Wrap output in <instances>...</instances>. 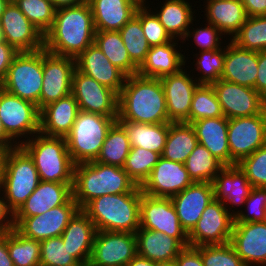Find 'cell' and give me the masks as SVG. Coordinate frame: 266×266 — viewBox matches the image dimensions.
Returning a JSON list of instances; mask_svg holds the SVG:
<instances>
[{
  "label": "cell",
  "mask_w": 266,
  "mask_h": 266,
  "mask_svg": "<svg viewBox=\"0 0 266 266\" xmlns=\"http://www.w3.org/2000/svg\"><path fill=\"white\" fill-rule=\"evenodd\" d=\"M7 247L14 266H40V241L26 238L13 228L7 231Z\"/></svg>",
  "instance_id": "ab89813d"
},
{
  "label": "cell",
  "mask_w": 266,
  "mask_h": 266,
  "mask_svg": "<svg viewBox=\"0 0 266 266\" xmlns=\"http://www.w3.org/2000/svg\"><path fill=\"white\" fill-rule=\"evenodd\" d=\"M118 122L125 128L131 148L140 147L162 155L169 133V123Z\"/></svg>",
  "instance_id": "e575fe53"
},
{
  "label": "cell",
  "mask_w": 266,
  "mask_h": 266,
  "mask_svg": "<svg viewBox=\"0 0 266 266\" xmlns=\"http://www.w3.org/2000/svg\"><path fill=\"white\" fill-rule=\"evenodd\" d=\"M171 200L182 228L189 234L214 200L213 185L210 182H193Z\"/></svg>",
  "instance_id": "7402d4cb"
},
{
  "label": "cell",
  "mask_w": 266,
  "mask_h": 266,
  "mask_svg": "<svg viewBox=\"0 0 266 266\" xmlns=\"http://www.w3.org/2000/svg\"><path fill=\"white\" fill-rule=\"evenodd\" d=\"M237 165L253 187L266 188V145L243 158Z\"/></svg>",
  "instance_id": "816d5d0a"
},
{
  "label": "cell",
  "mask_w": 266,
  "mask_h": 266,
  "mask_svg": "<svg viewBox=\"0 0 266 266\" xmlns=\"http://www.w3.org/2000/svg\"><path fill=\"white\" fill-rule=\"evenodd\" d=\"M79 111L78 103L71 93L44 106L40 110V133L66 137L71 132Z\"/></svg>",
  "instance_id": "83f0119b"
},
{
  "label": "cell",
  "mask_w": 266,
  "mask_h": 266,
  "mask_svg": "<svg viewBox=\"0 0 266 266\" xmlns=\"http://www.w3.org/2000/svg\"><path fill=\"white\" fill-rule=\"evenodd\" d=\"M137 185L121 167L96 161L74 165L73 198L79 209L93 199L112 194L130 193Z\"/></svg>",
  "instance_id": "3957f363"
},
{
  "label": "cell",
  "mask_w": 266,
  "mask_h": 266,
  "mask_svg": "<svg viewBox=\"0 0 266 266\" xmlns=\"http://www.w3.org/2000/svg\"><path fill=\"white\" fill-rule=\"evenodd\" d=\"M212 185L214 199L221 201L233 216L237 214V211L234 210V206L243 209L244 203L253 189L245 173L238 165L225 166L216 175L212 181Z\"/></svg>",
  "instance_id": "cb8c5ba5"
},
{
  "label": "cell",
  "mask_w": 266,
  "mask_h": 266,
  "mask_svg": "<svg viewBox=\"0 0 266 266\" xmlns=\"http://www.w3.org/2000/svg\"><path fill=\"white\" fill-rule=\"evenodd\" d=\"M256 91L266 100V50L258 52Z\"/></svg>",
  "instance_id": "6f0895ef"
},
{
  "label": "cell",
  "mask_w": 266,
  "mask_h": 266,
  "mask_svg": "<svg viewBox=\"0 0 266 266\" xmlns=\"http://www.w3.org/2000/svg\"><path fill=\"white\" fill-rule=\"evenodd\" d=\"M177 266H204L200 253L194 247H185L174 260Z\"/></svg>",
  "instance_id": "11a10c76"
},
{
  "label": "cell",
  "mask_w": 266,
  "mask_h": 266,
  "mask_svg": "<svg viewBox=\"0 0 266 266\" xmlns=\"http://www.w3.org/2000/svg\"><path fill=\"white\" fill-rule=\"evenodd\" d=\"M117 121L146 124L171 123L160 79L127 76L118 96Z\"/></svg>",
  "instance_id": "7a4b0ae2"
},
{
  "label": "cell",
  "mask_w": 266,
  "mask_h": 266,
  "mask_svg": "<svg viewBox=\"0 0 266 266\" xmlns=\"http://www.w3.org/2000/svg\"><path fill=\"white\" fill-rule=\"evenodd\" d=\"M0 146H18L6 133L0 120Z\"/></svg>",
  "instance_id": "be15d7a7"
},
{
  "label": "cell",
  "mask_w": 266,
  "mask_h": 266,
  "mask_svg": "<svg viewBox=\"0 0 266 266\" xmlns=\"http://www.w3.org/2000/svg\"><path fill=\"white\" fill-rule=\"evenodd\" d=\"M76 266H90L89 262L79 263Z\"/></svg>",
  "instance_id": "89a4df30"
},
{
  "label": "cell",
  "mask_w": 266,
  "mask_h": 266,
  "mask_svg": "<svg viewBox=\"0 0 266 266\" xmlns=\"http://www.w3.org/2000/svg\"><path fill=\"white\" fill-rule=\"evenodd\" d=\"M0 120L5 133L18 146L40 132V110L37 105L23 100L1 87ZM20 139L22 140L20 141Z\"/></svg>",
  "instance_id": "9c48e42d"
},
{
  "label": "cell",
  "mask_w": 266,
  "mask_h": 266,
  "mask_svg": "<svg viewBox=\"0 0 266 266\" xmlns=\"http://www.w3.org/2000/svg\"><path fill=\"white\" fill-rule=\"evenodd\" d=\"M79 262L70 254L61 236L40 241V266H76Z\"/></svg>",
  "instance_id": "7dc6e473"
},
{
  "label": "cell",
  "mask_w": 266,
  "mask_h": 266,
  "mask_svg": "<svg viewBox=\"0 0 266 266\" xmlns=\"http://www.w3.org/2000/svg\"><path fill=\"white\" fill-rule=\"evenodd\" d=\"M20 146L32 158L40 180L73 183L74 163L65 137L37 133Z\"/></svg>",
  "instance_id": "5b68a950"
},
{
  "label": "cell",
  "mask_w": 266,
  "mask_h": 266,
  "mask_svg": "<svg viewBox=\"0 0 266 266\" xmlns=\"http://www.w3.org/2000/svg\"><path fill=\"white\" fill-rule=\"evenodd\" d=\"M161 5L160 10L154 9L160 23L173 39L183 41L190 25H194L193 6L187 0H165Z\"/></svg>",
  "instance_id": "836d02e7"
},
{
  "label": "cell",
  "mask_w": 266,
  "mask_h": 266,
  "mask_svg": "<svg viewBox=\"0 0 266 266\" xmlns=\"http://www.w3.org/2000/svg\"><path fill=\"white\" fill-rule=\"evenodd\" d=\"M15 228L14 212L8 207L5 197L0 192V233Z\"/></svg>",
  "instance_id": "9f6ffc18"
},
{
  "label": "cell",
  "mask_w": 266,
  "mask_h": 266,
  "mask_svg": "<svg viewBox=\"0 0 266 266\" xmlns=\"http://www.w3.org/2000/svg\"><path fill=\"white\" fill-rule=\"evenodd\" d=\"M156 262L136 254L125 266H155Z\"/></svg>",
  "instance_id": "94428289"
},
{
  "label": "cell",
  "mask_w": 266,
  "mask_h": 266,
  "mask_svg": "<svg viewBox=\"0 0 266 266\" xmlns=\"http://www.w3.org/2000/svg\"><path fill=\"white\" fill-rule=\"evenodd\" d=\"M234 216L221 201L213 200L188 234L189 246L222 245L232 236Z\"/></svg>",
  "instance_id": "7c38bea8"
},
{
  "label": "cell",
  "mask_w": 266,
  "mask_h": 266,
  "mask_svg": "<svg viewBox=\"0 0 266 266\" xmlns=\"http://www.w3.org/2000/svg\"><path fill=\"white\" fill-rule=\"evenodd\" d=\"M96 232L93 222L82 209H79L70 219L61 238L70 254L79 263H85L90 260Z\"/></svg>",
  "instance_id": "f1b7e54d"
},
{
  "label": "cell",
  "mask_w": 266,
  "mask_h": 266,
  "mask_svg": "<svg viewBox=\"0 0 266 266\" xmlns=\"http://www.w3.org/2000/svg\"><path fill=\"white\" fill-rule=\"evenodd\" d=\"M198 143L203 145L225 166H230V151L227 137L228 119L225 116L203 118L191 123Z\"/></svg>",
  "instance_id": "4dcf8cb0"
},
{
  "label": "cell",
  "mask_w": 266,
  "mask_h": 266,
  "mask_svg": "<svg viewBox=\"0 0 266 266\" xmlns=\"http://www.w3.org/2000/svg\"><path fill=\"white\" fill-rule=\"evenodd\" d=\"M141 194V187L137 186L130 193L103 195L82 210L97 231L136 233L140 228Z\"/></svg>",
  "instance_id": "277c9868"
},
{
  "label": "cell",
  "mask_w": 266,
  "mask_h": 266,
  "mask_svg": "<svg viewBox=\"0 0 266 266\" xmlns=\"http://www.w3.org/2000/svg\"><path fill=\"white\" fill-rule=\"evenodd\" d=\"M3 41L2 34H1V28H0V42Z\"/></svg>",
  "instance_id": "2644e50d"
},
{
  "label": "cell",
  "mask_w": 266,
  "mask_h": 266,
  "mask_svg": "<svg viewBox=\"0 0 266 266\" xmlns=\"http://www.w3.org/2000/svg\"><path fill=\"white\" fill-rule=\"evenodd\" d=\"M56 8L73 6L79 4L82 0H51Z\"/></svg>",
  "instance_id": "e7e4bbea"
},
{
  "label": "cell",
  "mask_w": 266,
  "mask_h": 266,
  "mask_svg": "<svg viewBox=\"0 0 266 266\" xmlns=\"http://www.w3.org/2000/svg\"><path fill=\"white\" fill-rule=\"evenodd\" d=\"M19 51L6 41L0 42V83L5 79L8 69Z\"/></svg>",
  "instance_id": "db71d44e"
},
{
  "label": "cell",
  "mask_w": 266,
  "mask_h": 266,
  "mask_svg": "<svg viewBox=\"0 0 266 266\" xmlns=\"http://www.w3.org/2000/svg\"><path fill=\"white\" fill-rule=\"evenodd\" d=\"M135 15L140 19L144 36L151 47L163 45L173 40L148 4L141 5Z\"/></svg>",
  "instance_id": "681fc988"
},
{
  "label": "cell",
  "mask_w": 266,
  "mask_h": 266,
  "mask_svg": "<svg viewBox=\"0 0 266 266\" xmlns=\"http://www.w3.org/2000/svg\"><path fill=\"white\" fill-rule=\"evenodd\" d=\"M13 1L43 36L51 29L56 13V7L51 0Z\"/></svg>",
  "instance_id": "f6af8a7d"
},
{
  "label": "cell",
  "mask_w": 266,
  "mask_h": 266,
  "mask_svg": "<svg viewBox=\"0 0 266 266\" xmlns=\"http://www.w3.org/2000/svg\"><path fill=\"white\" fill-rule=\"evenodd\" d=\"M160 157L159 153L151 150L140 147L131 148L123 169L135 184L141 187L150 176Z\"/></svg>",
  "instance_id": "b9f144b4"
},
{
  "label": "cell",
  "mask_w": 266,
  "mask_h": 266,
  "mask_svg": "<svg viewBox=\"0 0 266 266\" xmlns=\"http://www.w3.org/2000/svg\"><path fill=\"white\" fill-rule=\"evenodd\" d=\"M94 43L127 76L138 73L139 67L130 59L119 31H96Z\"/></svg>",
  "instance_id": "8d00e7d4"
},
{
  "label": "cell",
  "mask_w": 266,
  "mask_h": 266,
  "mask_svg": "<svg viewBox=\"0 0 266 266\" xmlns=\"http://www.w3.org/2000/svg\"><path fill=\"white\" fill-rule=\"evenodd\" d=\"M14 147H17V146H0V179H2L3 173L5 171V164H6L8 153L10 149Z\"/></svg>",
  "instance_id": "6125c7cd"
},
{
  "label": "cell",
  "mask_w": 266,
  "mask_h": 266,
  "mask_svg": "<svg viewBox=\"0 0 266 266\" xmlns=\"http://www.w3.org/2000/svg\"><path fill=\"white\" fill-rule=\"evenodd\" d=\"M224 116L221 104L211 84H199L194 90L189 113V123L212 117Z\"/></svg>",
  "instance_id": "ee69618b"
},
{
  "label": "cell",
  "mask_w": 266,
  "mask_h": 266,
  "mask_svg": "<svg viewBox=\"0 0 266 266\" xmlns=\"http://www.w3.org/2000/svg\"><path fill=\"white\" fill-rule=\"evenodd\" d=\"M187 172L193 182H210L225 167L203 145L194 148L184 163Z\"/></svg>",
  "instance_id": "f35d334b"
},
{
  "label": "cell",
  "mask_w": 266,
  "mask_h": 266,
  "mask_svg": "<svg viewBox=\"0 0 266 266\" xmlns=\"http://www.w3.org/2000/svg\"><path fill=\"white\" fill-rule=\"evenodd\" d=\"M230 166L266 145V109L249 117L228 119Z\"/></svg>",
  "instance_id": "30bf717a"
},
{
  "label": "cell",
  "mask_w": 266,
  "mask_h": 266,
  "mask_svg": "<svg viewBox=\"0 0 266 266\" xmlns=\"http://www.w3.org/2000/svg\"><path fill=\"white\" fill-rule=\"evenodd\" d=\"M243 207H245L244 211L238 207L235 208L237 214L234 216V223L265 222L266 188L253 187Z\"/></svg>",
  "instance_id": "f907efd6"
},
{
  "label": "cell",
  "mask_w": 266,
  "mask_h": 266,
  "mask_svg": "<svg viewBox=\"0 0 266 266\" xmlns=\"http://www.w3.org/2000/svg\"><path fill=\"white\" fill-rule=\"evenodd\" d=\"M192 183L183 163L160 157L141 190L149 196L171 198Z\"/></svg>",
  "instance_id": "ffe728a7"
},
{
  "label": "cell",
  "mask_w": 266,
  "mask_h": 266,
  "mask_svg": "<svg viewBox=\"0 0 266 266\" xmlns=\"http://www.w3.org/2000/svg\"><path fill=\"white\" fill-rule=\"evenodd\" d=\"M238 47L251 51L266 50V15L248 17L231 39Z\"/></svg>",
  "instance_id": "60d3db41"
},
{
  "label": "cell",
  "mask_w": 266,
  "mask_h": 266,
  "mask_svg": "<svg viewBox=\"0 0 266 266\" xmlns=\"http://www.w3.org/2000/svg\"><path fill=\"white\" fill-rule=\"evenodd\" d=\"M197 145L198 140L191 123L171 122L161 157L184 164Z\"/></svg>",
  "instance_id": "d590c367"
},
{
  "label": "cell",
  "mask_w": 266,
  "mask_h": 266,
  "mask_svg": "<svg viewBox=\"0 0 266 266\" xmlns=\"http://www.w3.org/2000/svg\"><path fill=\"white\" fill-rule=\"evenodd\" d=\"M72 187L73 183L40 180L35 191L14 213V217H33L65 204L73 196Z\"/></svg>",
  "instance_id": "484cf974"
},
{
  "label": "cell",
  "mask_w": 266,
  "mask_h": 266,
  "mask_svg": "<svg viewBox=\"0 0 266 266\" xmlns=\"http://www.w3.org/2000/svg\"><path fill=\"white\" fill-rule=\"evenodd\" d=\"M40 178L32 158L21 147L11 148L1 179V192L15 213L35 191Z\"/></svg>",
  "instance_id": "52a82bcc"
},
{
  "label": "cell",
  "mask_w": 266,
  "mask_h": 266,
  "mask_svg": "<svg viewBox=\"0 0 266 266\" xmlns=\"http://www.w3.org/2000/svg\"><path fill=\"white\" fill-rule=\"evenodd\" d=\"M11 0H0V19H1V16L6 8V6L9 4Z\"/></svg>",
  "instance_id": "03108f58"
},
{
  "label": "cell",
  "mask_w": 266,
  "mask_h": 266,
  "mask_svg": "<svg viewBox=\"0 0 266 266\" xmlns=\"http://www.w3.org/2000/svg\"><path fill=\"white\" fill-rule=\"evenodd\" d=\"M76 59L60 56L43 48V81L40 93V110L71 93L72 75Z\"/></svg>",
  "instance_id": "2e32d148"
},
{
  "label": "cell",
  "mask_w": 266,
  "mask_h": 266,
  "mask_svg": "<svg viewBox=\"0 0 266 266\" xmlns=\"http://www.w3.org/2000/svg\"><path fill=\"white\" fill-rule=\"evenodd\" d=\"M155 266H177L175 261L156 262Z\"/></svg>",
  "instance_id": "003e7915"
},
{
  "label": "cell",
  "mask_w": 266,
  "mask_h": 266,
  "mask_svg": "<svg viewBox=\"0 0 266 266\" xmlns=\"http://www.w3.org/2000/svg\"><path fill=\"white\" fill-rule=\"evenodd\" d=\"M194 248L200 253L204 266H246L230 242Z\"/></svg>",
  "instance_id": "c3c4849f"
},
{
  "label": "cell",
  "mask_w": 266,
  "mask_h": 266,
  "mask_svg": "<svg viewBox=\"0 0 266 266\" xmlns=\"http://www.w3.org/2000/svg\"><path fill=\"white\" fill-rule=\"evenodd\" d=\"M79 210L73 196L63 205L33 217H14L15 229L24 237L43 241L61 236L70 219Z\"/></svg>",
  "instance_id": "4fadbf2b"
},
{
  "label": "cell",
  "mask_w": 266,
  "mask_h": 266,
  "mask_svg": "<svg viewBox=\"0 0 266 266\" xmlns=\"http://www.w3.org/2000/svg\"><path fill=\"white\" fill-rule=\"evenodd\" d=\"M75 59L76 68L80 72L120 94L127 75L113 65L95 43Z\"/></svg>",
  "instance_id": "603a6c76"
},
{
  "label": "cell",
  "mask_w": 266,
  "mask_h": 266,
  "mask_svg": "<svg viewBox=\"0 0 266 266\" xmlns=\"http://www.w3.org/2000/svg\"><path fill=\"white\" fill-rule=\"evenodd\" d=\"M131 150L125 128L116 121L109 129L96 162L123 168Z\"/></svg>",
  "instance_id": "74e56055"
},
{
  "label": "cell",
  "mask_w": 266,
  "mask_h": 266,
  "mask_svg": "<svg viewBox=\"0 0 266 266\" xmlns=\"http://www.w3.org/2000/svg\"><path fill=\"white\" fill-rule=\"evenodd\" d=\"M119 32L130 59L140 67L151 47L144 36L140 19L136 15L133 16Z\"/></svg>",
  "instance_id": "7bdbcfd3"
},
{
  "label": "cell",
  "mask_w": 266,
  "mask_h": 266,
  "mask_svg": "<svg viewBox=\"0 0 266 266\" xmlns=\"http://www.w3.org/2000/svg\"><path fill=\"white\" fill-rule=\"evenodd\" d=\"M71 94L79 110L104 116H118V94L75 68Z\"/></svg>",
  "instance_id": "5bb4252c"
},
{
  "label": "cell",
  "mask_w": 266,
  "mask_h": 266,
  "mask_svg": "<svg viewBox=\"0 0 266 266\" xmlns=\"http://www.w3.org/2000/svg\"><path fill=\"white\" fill-rule=\"evenodd\" d=\"M43 81V49L19 52L0 87L23 100L37 105Z\"/></svg>",
  "instance_id": "ba28073f"
},
{
  "label": "cell",
  "mask_w": 266,
  "mask_h": 266,
  "mask_svg": "<svg viewBox=\"0 0 266 266\" xmlns=\"http://www.w3.org/2000/svg\"><path fill=\"white\" fill-rule=\"evenodd\" d=\"M248 17L265 16L266 0H241Z\"/></svg>",
  "instance_id": "680465c9"
},
{
  "label": "cell",
  "mask_w": 266,
  "mask_h": 266,
  "mask_svg": "<svg viewBox=\"0 0 266 266\" xmlns=\"http://www.w3.org/2000/svg\"><path fill=\"white\" fill-rule=\"evenodd\" d=\"M118 116L79 111L71 132L65 137L74 164L95 161L104 140Z\"/></svg>",
  "instance_id": "8992f818"
},
{
  "label": "cell",
  "mask_w": 266,
  "mask_h": 266,
  "mask_svg": "<svg viewBox=\"0 0 266 266\" xmlns=\"http://www.w3.org/2000/svg\"><path fill=\"white\" fill-rule=\"evenodd\" d=\"M134 1H136L140 5H147L146 0H134Z\"/></svg>",
  "instance_id": "a7ac6f4b"
},
{
  "label": "cell",
  "mask_w": 266,
  "mask_h": 266,
  "mask_svg": "<svg viewBox=\"0 0 266 266\" xmlns=\"http://www.w3.org/2000/svg\"><path fill=\"white\" fill-rule=\"evenodd\" d=\"M0 266H14L7 247V232L0 233Z\"/></svg>",
  "instance_id": "91938a15"
},
{
  "label": "cell",
  "mask_w": 266,
  "mask_h": 266,
  "mask_svg": "<svg viewBox=\"0 0 266 266\" xmlns=\"http://www.w3.org/2000/svg\"><path fill=\"white\" fill-rule=\"evenodd\" d=\"M94 18L90 4L56 8L51 29L44 35V49L50 53L77 58L94 43Z\"/></svg>",
  "instance_id": "6da1fadb"
},
{
  "label": "cell",
  "mask_w": 266,
  "mask_h": 266,
  "mask_svg": "<svg viewBox=\"0 0 266 266\" xmlns=\"http://www.w3.org/2000/svg\"><path fill=\"white\" fill-rule=\"evenodd\" d=\"M206 23L214 25L223 35L232 39L247 20L241 0H205Z\"/></svg>",
  "instance_id": "1f68e13d"
},
{
  "label": "cell",
  "mask_w": 266,
  "mask_h": 266,
  "mask_svg": "<svg viewBox=\"0 0 266 266\" xmlns=\"http://www.w3.org/2000/svg\"><path fill=\"white\" fill-rule=\"evenodd\" d=\"M211 85L227 119L258 115L266 109V100L254 88L223 79Z\"/></svg>",
  "instance_id": "9a60e30c"
},
{
  "label": "cell",
  "mask_w": 266,
  "mask_h": 266,
  "mask_svg": "<svg viewBox=\"0 0 266 266\" xmlns=\"http://www.w3.org/2000/svg\"><path fill=\"white\" fill-rule=\"evenodd\" d=\"M195 56L194 69L200 76L194 77L200 84H211L221 78L224 71L225 46L218 50L200 51Z\"/></svg>",
  "instance_id": "bcb514c9"
},
{
  "label": "cell",
  "mask_w": 266,
  "mask_h": 266,
  "mask_svg": "<svg viewBox=\"0 0 266 266\" xmlns=\"http://www.w3.org/2000/svg\"><path fill=\"white\" fill-rule=\"evenodd\" d=\"M185 69L186 67H183L178 73L160 78L165 93L170 122L189 123V113L194 90L200 83L193 78V72L191 73V71L189 72L187 71L188 69Z\"/></svg>",
  "instance_id": "d6986e66"
},
{
  "label": "cell",
  "mask_w": 266,
  "mask_h": 266,
  "mask_svg": "<svg viewBox=\"0 0 266 266\" xmlns=\"http://www.w3.org/2000/svg\"><path fill=\"white\" fill-rule=\"evenodd\" d=\"M224 45V71L220 79L256 90L258 52L240 48L231 40Z\"/></svg>",
  "instance_id": "d4e9b609"
},
{
  "label": "cell",
  "mask_w": 266,
  "mask_h": 266,
  "mask_svg": "<svg viewBox=\"0 0 266 266\" xmlns=\"http://www.w3.org/2000/svg\"><path fill=\"white\" fill-rule=\"evenodd\" d=\"M140 228L162 232L176 238L184 247L189 246L188 234L179 222L171 198L141 194Z\"/></svg>",
  "instance_id": "8fae6325"
},
{
  "label": "cell",
  "mask_w": 266,
  "mask_h": 266,
  "mask_svg": "<svg viewBox=\"0 0 266 266\" xmlns=\"http://www.w3.org/2000/svg\"><path fill=\"white\" fill-rule=\"evenodd\" d=\"M136 254L135 233L97 231L89 264L125 266Z\"/></svg>",
  "instance_id": "e0dca14e"
},
{
  "label": "cell",
  "mask_w": 266,
  "mask_h": 266,
  "mask_svg": "<svg viewBox=\"0 0 266 266\" xmlns=\"http://www.w3.org/2000/svg\"><path fill=\"white\" fill-rule=\"evenodd\" d=\"M208 24V25H207ZM205 23V27L196 26V29L192 27V30H188L187 35L185 36L182 43L185 41H189V39L193 38L194 44L200 51H210V50H218L224 47L221 43H223V34L220 30H218L214 25ZM189 38V39H188ZM222 45V46H221Z\"/></svg>",
  "instance_id": "f5cc1de1"
},
{
  "label": "cell",
  "mask_w": 266,
  "mask_h": 266,
  "mask_svg": "<svg viewBox=\"0 0 266 266\" xmlns=\"http://www.w3.org/2000/svg\"><path fill=\"white\" fill-rule=\"evenodd\" d=\"M178 41L175 40L150 47L146 60L138 69V75L146 78L160 79L164 76L178 73L186 63L188 57L178 49ZM186 59V60H185Z\"/></svg>",
  "instance_id": "4316f807"
},
{
  "label": "cell",
  "mask_w": 266,
  "mask_h": 266,
  "mask_svg": "<svg viewBox=\"0 0 266 266\" xmlns=\"http://www.w3.org/2000/svg\"><path fill=\"white\" fill-rule=\"evenodd\" d=\"M96 31H119L141 6L134 0H87Z\"/></svg>",
  "instance_id": "f546056e"
},
{
  "label": "cell",
  "mask_w": 266,
  "mask_h": 266,
  "mask_svg": "<svg viewBox=\"0 0 266 266\" xmlns=\"http://www.w3.org/2000/svg\"><path fill=\"white\" fill-rule=\"evenodd\" d=\"M137 254L153 262L174 261L185 248L176 238L139 228L136 233Z\"/></svg>",
  "instance_id": "d6a6232c"
},
{
  "label": "cell",
  "mask_w": 266,
  "mask_h": 266,
  "mask_svg": "<svg viewBox=\"0 0 266 266\" xmlns=\"http://www.w3.org/2000/svg\"><path fill=\"white\" fill-rule=\"evenodd\" d=\"M230 243L246 266H266V221L234 223Z\"/></svg>",
  "instance_id": "44dd1931"
},
{
  "label": "cell",
  "mask_w": 266,
  "mask_h": 266,
  "mask_svg": "<svg viewBox=\"0 0 266 266\" xmlns=\"http://www.w3.org/2000/svg\"><path fill=\"white\" fill-rule=\"evenodd\" d=\"M0 28L3 40L19 52L44 48V36L13 0L9 2L1 16Z\"/></svg>",
  "instance_id": "ac0fdd59"
}]
</instances>
